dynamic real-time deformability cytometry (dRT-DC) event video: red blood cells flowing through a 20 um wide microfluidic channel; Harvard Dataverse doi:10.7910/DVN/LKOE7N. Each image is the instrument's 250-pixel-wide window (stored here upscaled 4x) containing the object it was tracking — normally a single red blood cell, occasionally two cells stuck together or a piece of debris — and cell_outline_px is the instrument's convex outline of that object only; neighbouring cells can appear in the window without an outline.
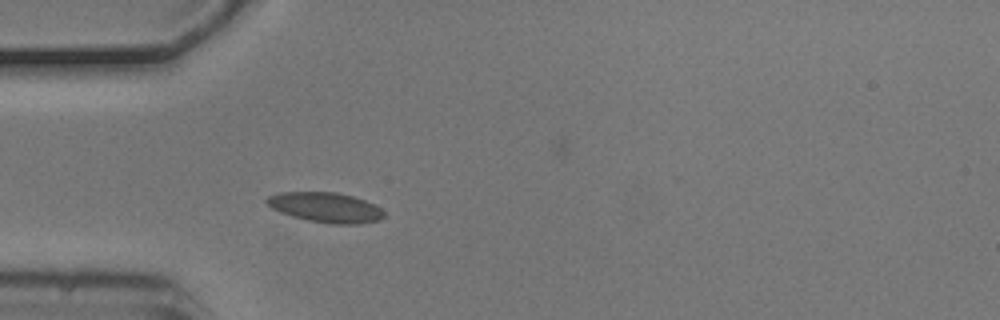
{"species": "common noctule bat (a hibernating species)", "species_latin": "Nyctalus noctula", "temperature_condition": "cold", "stored_images_in_passage": 5, "camera_frame_rate_fps": 3000, "um_per_image_px": 0.085, "animal": {"sex": "male", "body_mass_g": 20.5, "forearm_length_mm": 52.5}, "frame": {"image": 1, "passage_image": 5, "time_ms": 1.333, "image_size_px": [1000, 320], "cell_outline_px": [[384, 216], [380, 220], [360, 224], [332, 224], [308, 220], [292, 216], [280, 212], [272, 208], [264, 200], [268, 196], [280, 192], [336, 192], [352, 196], [364, 200], [380, 208], [384, 212]], "centroid_in_image_um": [27.67, 17.63], "position_along_channel_um": 57.3, "area_um2": 20.4}}